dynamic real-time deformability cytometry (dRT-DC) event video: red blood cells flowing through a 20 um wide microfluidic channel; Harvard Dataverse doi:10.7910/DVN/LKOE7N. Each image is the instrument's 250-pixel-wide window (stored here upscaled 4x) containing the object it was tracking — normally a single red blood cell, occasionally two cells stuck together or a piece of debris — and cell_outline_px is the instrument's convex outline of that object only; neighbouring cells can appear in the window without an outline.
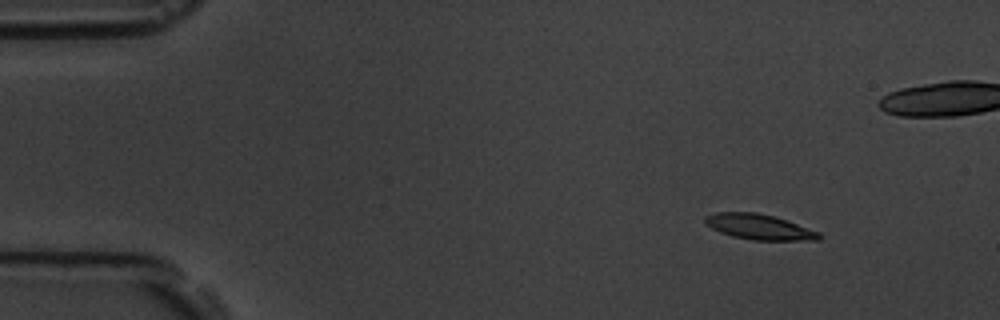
{"species": "common noctule bat (a hibernating species)", "species_latin": "Nyctalus noctula", "temperature_condition": "room temperature", "stored_images_in_passage": 6, "camera_frame_rate_fps": 3000, "um_per_image_px": 0.085, "animal": {"sex": "male", "body_mass_g": 19.5, "forearm_length_mm": 54.6}, "frame": {"image": 1, "passage_image": 2, "time_ms": 1.0, "image_size_px": [1000, 320], "cell_outline_px": [[824, 236], [820, 240], [752, 240], [732, 236], [720, 232], [704, 224], [704, 216], [716, 212], [756, 212], [776, 216], [820, 232]], "centroid_in_image_um": [64.54, 19.28], "position_along_channel_um": 20.5, "area_um2": 17.11}}